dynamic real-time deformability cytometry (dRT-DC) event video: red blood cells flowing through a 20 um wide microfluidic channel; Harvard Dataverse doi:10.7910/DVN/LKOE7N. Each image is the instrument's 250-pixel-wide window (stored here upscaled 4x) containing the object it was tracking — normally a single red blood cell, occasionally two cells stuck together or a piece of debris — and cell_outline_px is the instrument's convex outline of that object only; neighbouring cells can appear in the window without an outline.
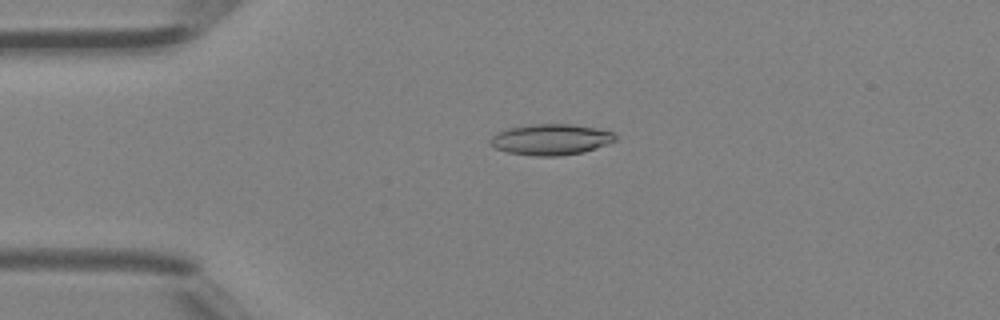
{"species": "Egyptian fruit bat (a non-hibernating species)", "species_latin": "Rousettus aegyptiacus", "temperature_condition": "room temperature", "stored_images_in_passage": 5, "camera_frame_rate_fps": 3000, "um_per_image_px": 0.085, "animal": {"sex": "female"}, "frame": {"image": 1, "passage_image": 3, "time_ms": 0.667, "image_size_px": [1000, 320], "cell_outline_px": [[616, 140], [596, 148], [584, 152], [560, 156], [536, 156], [508, 152], [496, 148], [488, 144], [488, 140], [496, 132], [508, 128], [536, 124], [568, 124], [596, 128], [612, 132], [616, 136]], "centroid_in_image_um": [46.79, 11.86], "position_along_channel_um": 38.2, "area_um2": 22.48}}
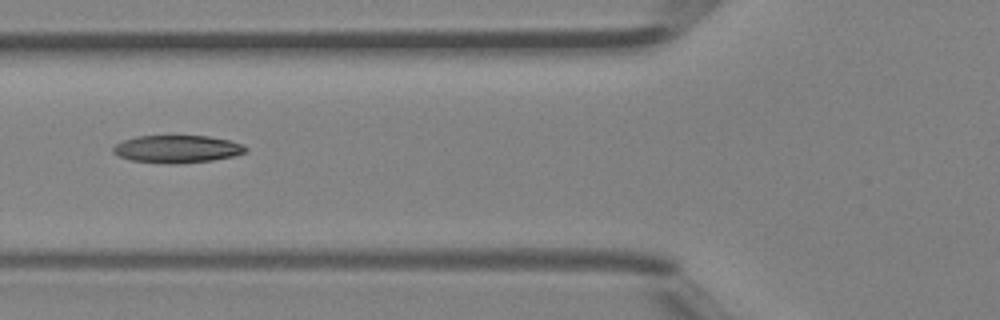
{"frame": {"image": 2, "passage_image": 5, "time_ms": 1.333, "image_size_px": [1000, 320], "cell_outline_px": [[248, 152], [232, 156], [212, 160], [172, 164], [132, 160], [120, 156], [112, 152], [112, 148], [116, 144], [124, 140], [136, 136], [208, 136], [228, 140], [244, 144], [248, 148]], "centroid_in_image_um": [15.08, 12.66], "position_along_channel_um": 110.7, "area_um2": 21.15}}